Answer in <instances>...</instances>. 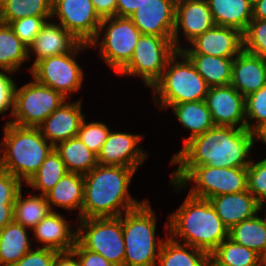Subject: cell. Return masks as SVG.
Instances as JSON below:
<instances>
[{"instance_id": "obj_17", "label": "cell", "mask_w": 266, "mask_h": 266, "mask_svg": "<svg viewBox=\"0 0 266 266\" xmlns=\"http://www.w3.org/2000/svg\"><path fill=\"white\" fill-rule=\"evenodd\" d=\"M182 48L184 54H206L235 58L243 50V33L232 27L215 25Z\"/></svg>"}, {"instance_id": "obj_34", "label": "cell", "mask_w": 266, "mask_h": 266, "mask_svg": "<svg viewBox=\"0 0 266 266\" xmlns=\"http://www.w3.org/2000/svg\"><path fill=\"white\" fill-rule=\"evenodd\" d=\"M209 256L221 266H264L263 258L259 254L229 237Z\"/></svg>"}, {"instance_id": "obj_33", "label": "cell", "mask_w": 266, "mask_h": 266, "mask_svg": "<svg viewBox=\"0 0 266 266\" xmlns=\"http://www.w3.org/2000/svg\"><path fill=\"white\" fill-rule=\"evenodd\" d=\"M28 60V47L15 35L9 24L0 22V71L15 73Z\"/></svg>"}, {"instance_id": "obj_48", "label": "cell", "mask_w": 266, "mask_h": 266, "mask_svg": "<svg viewBox=\"0 0 266 266\" xmlns=\"http://www.w3.org/2000/svg\"><path fill=\"white\" fill-rule=\"evenodd\" d=\"M52 266H80L72 251L58 252Z\"/></svg>"}, {"instance_id": "obj_18", "label": "cell", "mask_w": 266, "mask_h": 266, "mask_svg": "<svg viewBox=\"0 0 266 266\" xmlns=\"http://www.w3.org/2000/svg\"><path fill=\"white\" fill-rule=\"evenodd\" d=\"M176 0H145L129 17L142 34L173 38Z\"/></svg>"}, {"instance_id": "obj_11", "label": "cell", "mask_w": 266, "mask_h": 266, "mask_svg": "<svg viewBox=\"0 0 266 266\" xmlns=\"http://www.w3.org/2000/svg\"><path fill=\"white\" fill-rule=\"evenodd\" d=\"M68 99L34 78L14 90V111L8 122L21 127H38Z\"/></svg>"}, {"instance_id": "obj_37", "label": "cell", "mask_w": 266, "mask_h": 266, "mask_svg": "<svg viewBox=\"0 0 266 266\" xmlns=\"http://www.w3.org/2000/svg\"><path fill=\"white\" fill-rule=\"evenodd\" d=\"M245 115L249 131L257 134L266 126V85L245 97Z\"/></svg>"}, {"instance_id": "obj_54", "label": "cell", "mask_w": 266, "mask_h": 266, "mask_svg": "<svg viewBox=\"0 0 266 266\" xmlns=\"http://www.w3.org/2000/svg\"><path fill=\"white\" fill-rule=\"evenodd\" d=\"M264 266H266V257L263 259Z\"/></svg>"}, {"instance_id": "obj_49", "label": "cell", "mask_w": 266, "mask_h": 266, "mask_svg": "<svg viewBox=\"0 0 266 266\" xmlns=\"http://www.w3.org/2000/svg\"><path fill=\"white\" fill-rule=\"evenodd\" d=\"M13 221V205H0V230Z\"/></svg>"}, {"instance_id": "obj_24", "label": "cell", "mask_w": 266, "mask_h": 266, "mask_svg": "<svg viewBox=\"0 0 266 266\" xmlns=\"http://www.w3.org/2000/svg\"><path fill=\"white\" fill-rule=\"evenodd\" d=\"M46 200L52 211L53 207H59L69 211L78 210V218L81 219V211L84 199V176L79 173L67 172L59 182L45 194Z\"/></svg>"}, {"instance_id": "obj_35", "label": "cell", "mask_w": 266, "mask_h": 266, "mask_svg": "<svg viewBox=\"0 0 266 266\" xmlns=\"http://www.w3.org/2000/svg\"><path fill=\"white\" fill-rule=\"evenodd\" d=\"M67 172L63 160L53 149L37 172L24 184L30 186L34 191H39V194L45 195Z\"/></svg>"}, {"instance_id": "obj_1", "label": "cell", "mask_w": 266, "mask_h": 266, "mask_svg": "<svg viewBox=\"0 0 266 266\" xmlns=\"http://www.w3.org/2000/svg\"><path fill=\"white\" fill-rule=\"evenodd\" d=\"M256 134L246 128L214 126L189 139L171 159L170 165L215 168L248 167Z\"/></svg>"}, {"instance_id": "obj_15", "label": "cell", "mask_w": 266, "mask_h": 266, "mask_svg": "<svg viewBox=\"0 0 266 266\" xmlns=\"http://www.w3.org/2000/svg\"><path fill=\"white\" fill-rule=\"evenodd\" d=\"M205 102L215 126L246 128L245 97L232 85L210 87Z\"/></svg>"}, {"instance_id": "obj_16", "label": "cell", "mask_w": 266, "mask_h": 266, "mask_svg": "<svg viewBox=\"0 0 266 266\" xmlns=\"http://www.w3.org/2000/svg\"><path fill=\"white\" fill-rule=\"evenodd\" d=\"M215 26L212 13L206 0H179L176 1L175 28L173 44L181 50L180 33L189 44L198 35Z\"/></svg>"}, {"instance_id": "obj_50", "label": "cell", "mask_w": 266, "mask_h": 266, "mask_svg": "<svg viewBox=\"0 0 266 266\" xmlns=\"http://www.w3.org/2000/svg\"><path fill=\"white\" fill-rule=\"evenodd\" d=\"M253 19L266 20V0L253 1Z\"/></svg>"}, {"instance_id": "obj_14", "label": "cell", "mask_w": 266, "mask_h": 266, "mask_svg": "<svg viewBox=\"0 0 266 266\" xmlns=\"http://www.w3.org/2000/svg\"><path fill=\"white\" fill-rule=\"evenodd\" d=\"M143 135L111 130L97 155L100 165L130 167L137 170L150 156L140 146Z\"/></svg>"}, {"instance_id": "obj_46", "label": "cell", "mask_w": 266, "mask_h": 266, "mask_svg": "<svg viewBox=\"0 0 266 266\" xmlns=\"http://www.w3.org/2000/svg\"><path fill=\"white\" fill-rule=\"evenodd\" d=\"M101 19L116 16V0H91Z\"/></svg>"}, {"instance_id": "obj_28", "label": "cell", "mask_w": 266, "mask_h": 266, "mask_svg": "<svg viewBox=\"0 0 266 266\" xmlns=\"http://www.w3.org/2000/svg\"><path fill=\"white\" fill-rule=\"evenodd\" d=\"M54 149L68 172L85 175L98 165L97 155L87 148L78 136L59 142Z\"/></svg>"}, {"instance_id": "obj_2", "label": "cell", "mask_w": 266, "mask_h": 266, "mask_svg": "<svg viewBox=\"0 0 266 266\" xmlns=\"http://www.w3.org/2000/svg\"><path fill=\"white\" fill-rule=\"evenodd\" d=\"M136 170L130 167L100 165L84 176V199L81 219L114 218L140 206L129 193Z\"/></svg>"}, {"instance_id": "obj_51", "label": "cell", "mask_w": 266, "mask_h": 266, "mask_svg": "<svg viewBox=\"0 0 266 266\" xmlns=\"http://www.w3.org/2000/svg\"><path fill=\"white\" fill-rule=\"evenodd\" d=\"M256 141H260L266 145V126L256 134Z\"/></svg>"}, {"instance_id": "obj_39", "label": "cell", "mask_w": 266, "mask_h": 266, "mask_svg": "<svg viewBox=\"0 0 266 266\" xmlns=\"http://www.w3.org/2000/svg\"><path fill=\"white\" fill-rule=\"evenodd\" d=\"M85 119L80 124L77 136L87 148L98 155L111 129L104 122L92 121L87 123Z\"/></svg>"}, {"instance_id": "obj_10", "label": "cell", "mask_w": 266, "mask_h": 266, "mask_svg": "<svg viewBox=\"0 0 266 266\" xmlns=\"http://www.w3.org/2000/svg\"><path fill=\"white\" fill-rule=\"evenodd\" d=\"M176 52L173 38L141 34L131 60L117 75L140 77L144 85L151 89Z\"/></svg>"}, {"instance_id": "obj_5", "label": "cell", "mask_w": 266, "mask_h": 266, "mask_svg": "<svg viewBox=\"0 0 266 266\" xmlns=\"http://www.w3.org/2000/svg\"><path fill=\"white\" fill-rule=\"evenodd\" d=\"M209 88L190 59L177 50L151 90L154 103L163 110L179 103L205 100Z\"/></svg>"}, {"instance_id": "obj_6", "label": "cell", "mask_w": 266, "mask_h": 266, "mask_svg": "<svg viewBox=\"0 0 266 266\" xmlns=\"http://www.w3.org/2000/svg\"><path fill=\"white\" fill-rule=\"evenodd\" d=\"M146 199L140 206L122 214L125 243L124 266H156L165 239L156 241L157 217Z\"/></svg>"}, {"instance_id": "obj_3", "label": "cell", "mask_w": 266, "mask_h": 266, "mask_svg": "<svg viewBox=\"0 0 266 266\" xmlns=\"http://www.w3.org/2000/svg\"><path fill=\"white\" fill-rule=\"evenodd\" d=\"M167 220L165 231L171 239L200 249L208 256L229 237V229L211 202L189 194Z\"/></svg>"}, {"instance_id": "obj_27", "label": "cell", "mask_w": 266, "mask_h": 266, "mask_svg": "<svg viewBox=\"0 0 266 266\" xmlns=\"http://www.w3.org/2000/svg\"><path fill=\"white\" fill-rule=\"evenodd\" d=\"M170 108L181 125L191 132L190 136L184 139V144L215 126L205 100L179 103Z\"/></svg>"}, {"instance_id": "obj_45", "label": "cell", "mask_w": 266, "mask_h": 266, "mask_svg": "<svg viewBox=\"0 0 266 266\" xmlns=\"http://www.w3.org/2000/svg\"><path fill=\"white\" fill-rule=\"evenodd\" d=\"M80 266H114L99 253L85 249L78 241L71 250Z\"/></svg>"}, {"instance_id": "obj_7", "label": "cell", "mask_w": 266, "mask_h": 266, "mask_svg": "<svg viewBox=\"0 0 266 266\" xmlns=\"http://www.w3.org/2000/svg\"><path fill=\"white\" fill-rule=\"evenodd\" d=\"M170 177L169 183L178 192L189 188V183L193 182L188 194L201 199L247 190V167H178Z\"/></svg>"}, {"instance_id": "obj_52", "label": "cell", "mask_w": 266, "mask_h": 266, "mask_svg": "<svg viewBox=\"0 0 266 266\" xmlns=\"http://www.w3.org/2000/svg\"><path fill=\"white\" fill-rule=\"evenodd\" d=\"M206 266H221V265H218L210 256H208Z\"/></svg>"}, {"instance_id": "obj_36", "label": "cell", "mask_w": 266, "mask_h": 266, "mask_svg": "<svg viewBox=\"0 0 266 266\" xmlns=\"http://www.w3.org/2000/svg\"><path fill=\"white\" fill-rule=\"evenodd\" d=\"M52 0H5L0 10V22L9 24L32 16H51Z\"/></svg>"}, {"instance_id": "obj_12", "label": "cell", "mask_w": 266, "mask_h": 266, "mask_svg": "<svg viewBox=\"0 0 266 266\" xmlns=\"http://www.w3.org/2000/svg\"><path fill=\"white\" fill-rule=\"evenodd\" d=\"M88 48H91L89 44L81 43L73 52L44 58L31 68V76L38 83L70 99L72 93L81 89L84 81V69L77 63L76 57Z\"/></svg>"}, {"instance_id": "obj_42", "label": "cell", "mask_w": 266, "mask_h": 266, "mask_svg": "<svg viewBox=\"0 0 266 266\" xmlns=\"http://www.w3.org/2000/svg\"><path fill=\"white\" fill-rule=\"evenodd\" d=\"M10 74L14 75L11 71H0V115H6L10 110L12 116L14 111V90L16 82Z\"/></svg>"}, {"instance_id": "obj_13", "label": "cell", "mask_w": 266, "mask_h": 266, "mask_svg": "<svg viewBox=\"0 0 266 266\" xmlns=\"http://www.w3.org/2000/svg\"><path fill=\"white\" fill-rule=\"evenodd\" d=\"M51 19L86 44L96 38L102 20L91 0H52Z\"/></svg>"}, {"instance_id": "obj_31", "label": "cell", "mask_w": 266, "mask_h": 266, "mask_svg": "<svg viewBox=\"0 0 266 266\" xmlns=\"http://www.w3.org/2000/svg\"><path fill=\"white\" fill-rule=\"evenodd\" d=\"M208 255L195 247L174 241L163 242L156 266H206Z\"/></svg>"}, {"instance_id": "obj_44", "label": "cell", "mask_w": 266, "mask_h": 266, "mask_svg": "<svg viewBox=\"0 0 266 266\" xmlns=\"http://www.w3.org/2000/svg\"><path fill=\"white\" fill-rule=\"evenodd\" d=\"M58 251L48 248H32L12 266H52Z\"/></svg>"}, {"instance_id": "obj_47", "label": "cell", "mask_w": 266, "mask_h": 266, "mask_svg": "<svg viewBox=\"0 0 266 266\" xmlns=\"http://www.w3.org/2000/svg\"><path fill=\"white\" fill-rule=\"evenodd\" d=\"M145 0H116V16L130 17Z\"/></svg>"}, {"instance_id": "obj_9", "label": "cell", "mask_w": 266, "mask_h": 266, "mask_svg": "<svg viewBox=\"0 0 266 266\" xmlns=\"http://www.w3.org/2000/svg\"><path fill=\"white\" fill-rule=\"evenodd\" d=\"M77 222V241L85 249L99 253L114 266H124L122 215L114 218L79 219Z\"/></svg>"}, {"instance_id": "obj_4", "label": "cell", "mask_w": 266, "mask_h": 266, "mask_svg": "<svg viewBox=\"0 0 266 266\" xmlns=\"http://www.w3.org/2000/svg\"><path fill=\"white\" fill-rule=\"evenodd\" d=\"M0 142V168L23 184L37 172L54 146L38 127H21L6 121Z\"/></svg>"}, {"instance_id": "obj_22", "label": "cell", "mask_w": 266, "mask_h": 266, "mask_svg": "<svg viewBox=\"0 0 266 266\" xmlns=\"http://www.w3.org/2000/svg\"><path fill=\"white\" fill-rule=\"evenodd\" d=\"M209 201L229 230L234 225L260 214L264 208L248 190L214 196Z\"/></svg>"}, {"instance_id": "obj_30", "label": "cell", "mask_w": 266, "mask_h": 266, "mask_svg": "<svg viewBox=\"0 0 266 266\" xmlns=\"http://www.w3.org/2000/svg\"><path fill=\"white\" fill-rule=\"evenodd\" d=\"M185 55L210 87L230 85L234 58H222L206 54Z\"/></svg>"}, {"instance_id": "obj_53", "label": "cell", "mask_w": 266, "mask_h": 266, "mask_svg": "<svg viewBox=\"0 0 266 266\" xmlns=\"http://www.w3.org/2000/svg\"><path fill=\"white\" fill-rule=\"evenodd\" d=\"M4 1L5 0H0V10H1L2 6H3Z\"/></svg>"}, {"instance_id": "obj_25", "label": "cell", "mask_w": 266, "mask_h": 266, "mask_svg": "<svg viewBox=\"0 0 266 266\" xmlns=\"http://www.w3.org/2000/svg\"><path fill=\"white\" fill-rule=\"evenodd\" d=\"M217 26L232 27L244 33L253 19L251 0H206Z\"/></svg>"}, {"instance_id": "obj_23", "label": "cell", "mask_w": 266, "mask_h": 266, "mask_svg": "<svg viewBox=\"0 0 266 266\" xmlns=\"http://www.w3.org/2000/svg\"><path fill=\"white\" fill-rule=\"evenodd\" d=\"M230 85L244 97L265 86L266 58L242 50L233 60Z\"/></svg>"}, {"instance_id": "obj_29", "label": "cell", "mask_w": 266, "mask_h": 266, "mask_svg": "<svg viewBox=\"0 0 266 266\" xmlns=\"http://www.w3.org/2000/svg\"><path fill=\"white\" fill-rule=\"evenodd\" d=\"M266 213V210H265ZM244 220L229 230V238L234 242L254 250L263 259L266 257V215Z\"/></svg>"}, {"instance_id": "obj_43", "label": "cell", "mask_w": 266, "mask_h": 266, "mask_svg": "<svg viewBox=\"0 0 266 266\" xmlns=\"http://www.w3.org/2000/svg\"><path fill=\"white\" fill-rule=\"evenodd\" d=\"M23 183L14 175L0 169V205H14Z\"/></svg>"}, {"instance_id": "obj_40", "label": "cell", "mask_w": 266, "mask_h": 266, "mask_svg": "<svg viewBox=\"0 0 266 266\" xmlns=\"http://www.w3.org/2000/svg\"><path fill=\"white\" fill-rule=\"evenodd\" d=\"M247 190L266 208V158L258 162L251 159L247 167Z\"/></svg>"}, {"instance_id": "obj_41", "label": "cell", "mask_w": 266, "mask_h": 266, "mask_svg": "<svg viewBox=\"0 0 266 266\" xmlns=\"http://www.w3.org/2000/svg\"><path fill=\"white\" fill-rule=\"evenodd\" d=\"M51 16H32L15 20L9 23L15 35L29 48L35 37L39 34L46 21Z\"/></svg>"}, {"instance_id": "obj_38", "label": "cell", "mask_w": 266, "mask_h": 266, "mask_svg": "<svg viewBox=\"0 0 266 266\" xmlns=\"http://www.w3.org/2000/svg\"><path fill=\"white\" fill-rule=\"evenodd\" d=\"M243 50L266 58V20L252 19L243 33Z\"/></svg>"}, {"instance_id": "obj_32", "label": "cell", "mask_w": 266, "mask_h": 266, "mask_svg": "<svg viewBox=\"0 0 266 266\" xmlns=\"http://www.w3.org/2000/svg\"><path fill=\"white\" fill-rule=\"evenodd\" d=\"M50 212L52 210L45 195L29 193L24 198L21 189L13 205V221L32 230Z\"/></svg>"}, {"instance_id": "obj_26", "label": "cell", "mask_w": 266, "mask_h": 266, "mask_svg": "<svg viewBox=\"0 0 266 266\" xmlns=\"http://www.w3.org/2000/svg\"><path fill=\"white\" fill-rule=\"evenodd\" d=\"M24 226L12 221L0 230V266L16 264L32 249V237Z\"/></svg>"}, {"instance_id": "obj_21", "label": "cell", "mask_w": 266, "mask_h": 266, "mask_svg": "<svg viewBox=\"0 0 266 266\" xmlns=\"http://www.w3.org/2000/svg\"><path fill=\"white\" fill-rule=\"evenodd\" d=\"M31 231L35 237L32 241L42 243L39 248L65 252L71 251L77 242V227L57 211L50 212Z\"/></svg>"}, {"instance_id": "obj_20", "label": "cell", "mask_w": 266, "mask_h": 266, "mask_svg": "<svg viewBox=\"0 0 266 266\" xmlns=\"http://www.w3.org/2000/svg\"><path fill=\"white\" fill-rule=\"evenodd\" d=\"M81 43L59 23L54 22L52 19L46 21L28 48L29 59L31 55L34 54L35 56L28 71H31V68L44 58L73 52Z\"/></svg>"}, {"instance_id": "obj_19", "label": "cell", "mask_w": 266, "mask_h": 266, "mask_svg": "<svg viewBox=\"0 0 266 266\" xmlns=\"http://www.w3.org/2000/svg\"><path fill=\"white\" fill-rule=\"evenodd\" d=\"M81 100L69 102L68 99L38 126L41 134L53 146L78 135L80 124L86 117L82 112Z\"/></svg>"}, {"instance_id": "obj_8", "label": "cell", "mask_w": 266, "mask_h": 266, "mask_svg": "<svg viewBox=\"0 0 266 266\" xmlns=\"http://www.w3.org/2000/svg\"><path fill=\"white\" fill-rule=\"evenodd\" d=\"M141 34L129 17L103 18L96 38L89 45L98 47L102 62L118 74L131 60Z\"/></svg>"}]
</instances>
